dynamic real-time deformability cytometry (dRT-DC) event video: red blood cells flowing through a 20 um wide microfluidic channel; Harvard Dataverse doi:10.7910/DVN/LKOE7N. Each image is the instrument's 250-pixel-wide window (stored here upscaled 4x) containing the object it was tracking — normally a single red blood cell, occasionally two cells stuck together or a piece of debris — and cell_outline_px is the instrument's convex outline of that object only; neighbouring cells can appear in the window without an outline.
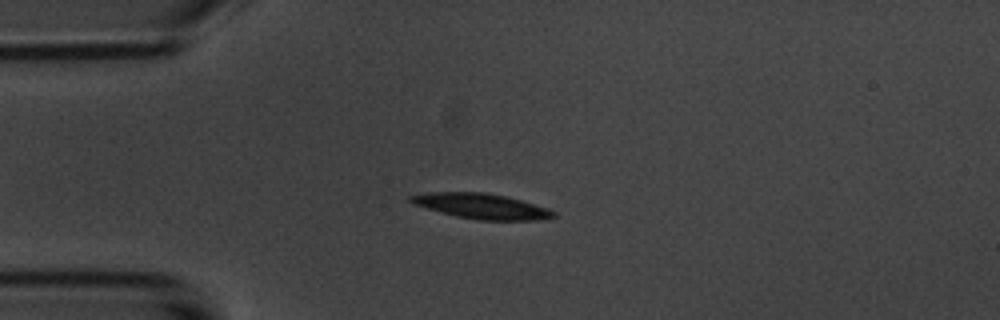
{"species": "common noctule bat (a hibernating species)", "species_latin": "Nyctalus noctula", "temperature_condition": "room temperature", "stored_images_in_passage": 5, "camera_frame_rate_fps": 3000, "um_per_image_px": 0.085, "animal": {"sex": "male", "body_mass_g": 20.1, "forearm_length_mm": 53.5}, "frame": {"image": 1, "passage_image": 1, "time_ms": 0.0, "image_size_px": [1000, 320], "cell_outline_px": [[556, 216], [540, 220], [480, 220], [456, 216], [440, 212], [412, 204], [408, 200], [408, 196], [428, 192], [484, 192], [504, 196], [520, 200], [548, 208], [556, 212]], "centroid_in_image_um": [40.9, 17.52], "position_along_channel_um": 44.1, "area_um2": 20.98}}
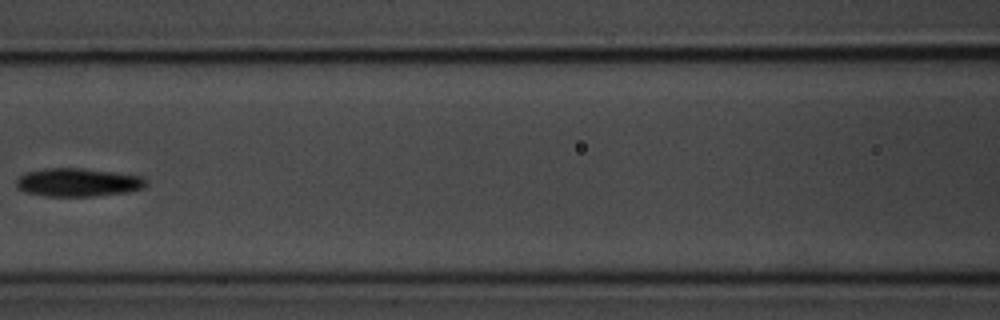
{"frame": {"image": 2, "passage_image": 4, "time_ms": 3.667, "image_size_px": [1000, 320], "cell_outline_px": [[148, 184], [144, 188], [124, 192], [92, 196], [44, 196], [24, 192], [16, 184], [16, 180], [24, 172], [44, 168], [84, 168], [116, 172], [144, 176], [148, 180]], "centroid_in_image_um": [6.65, 15.48], "position_along_channel_um": 159.9, "area_um2": 21.62}}
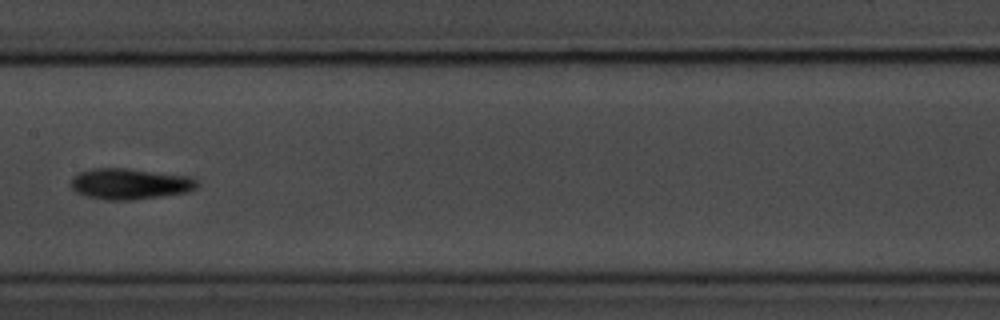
{"frame": {"image": 3, "passage_image": 5, "time_ms": 4.667, "image_size_px": [1000, 320], "cell_outline_px": [[200, 184], [196, 188], [184, 192], [164, 196], [132, 200], [104, 200], [88, 196], [76, 192], [72, 188], [72, 176], [80, 172], [92, 168], [128, 168], [192, 176]], "centroid_in_image_um": [11.06, 15.62], "position_along_channel_um": 196.3, "area_um2": 22.89}}